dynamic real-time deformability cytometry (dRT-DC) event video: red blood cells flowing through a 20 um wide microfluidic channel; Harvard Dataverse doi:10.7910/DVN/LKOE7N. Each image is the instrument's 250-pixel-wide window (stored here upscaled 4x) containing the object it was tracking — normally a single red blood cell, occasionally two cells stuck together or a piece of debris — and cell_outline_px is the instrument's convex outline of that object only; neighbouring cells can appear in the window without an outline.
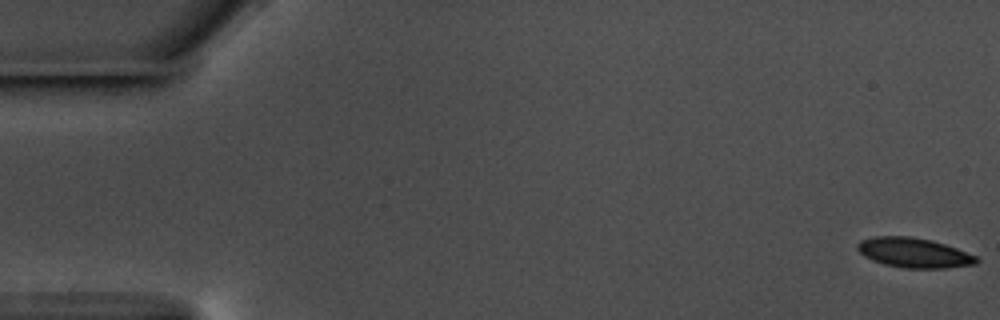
{"species": "common noctule bat (a hibernating species)", "species_latin": "Nyctalus noctula", "temperature_condition": "warm", "stored_images_in_passage": 58, "camera_frame_rate_fps": 3000, "um_per_image_px": 0.085, "animal": {"sex": "male", "body_mass_g": 17.5, "forearm_length_mm": 52.3}, "frame": {"image": 1, "passage_image": 1, "time_ms": 0.0, "image_size_px": [1000, 320], "cell_outline_px": [[980, 260], [976, 264], [944, 268], [904, 268], [884, 264], [872, 260], [864, 256], [856, 248], [856, 244], [860, 240], [876, 236], [908, 236], [932, 240], [956, 248], [976, 256]], "centroid_in_image_um": [77.66, 21.48], "position_along_channel_um": 7.3, "area_um2": 20.63}}
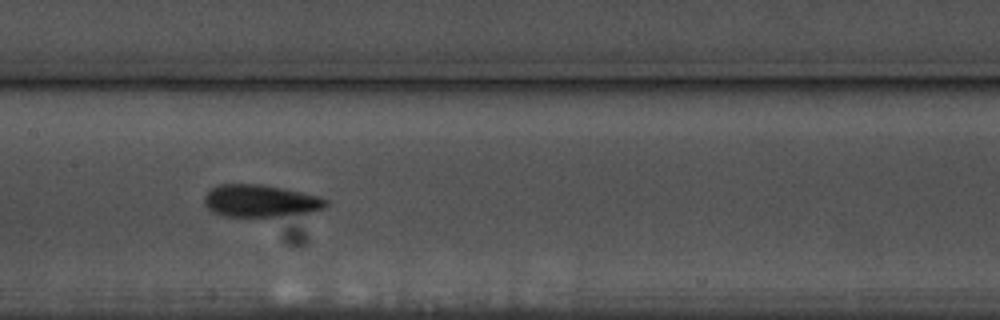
{"frame": {"image": 2, "passage_image": 29, "time_ms": 9.333, "image_size_px": [1000, 320], "cell_outline_px": [[328, 204], [324, 208], [312, 212], [272, 216], [224, 216], [212, 212], [204, 204], [204, 196], [212, 188], [220, 184], [264, 184], [320, 196], [328, 200]], "centroid_in_image_um": [22.13, 17.06], "position_along_channel_um": 185.3, "area_um2": 22.83}}
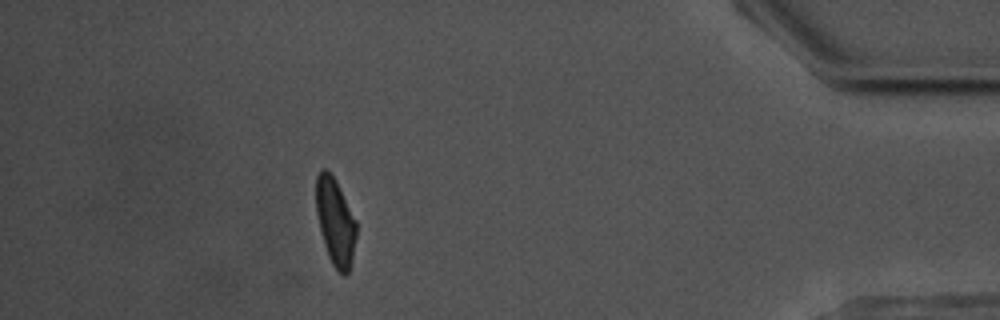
{"frame": {"image": 3, "passage_image": 52, "time_ms": 17.0, "image_size_px": [1000, 320], "cell_outline_px": [[356, 236], [352, 260], [348, 272], [344, 276], [332, 264], [328, 256], [324, 244], [316, 212], [316, 176], [320, 168], [324, 168], [336, 180], [356, 220]], "centroid_in_image_um": [28.5, 18.83], "position_along_channel_um": 406.7, "area_um2": 20.29}, "authors_computed_cell_mechanics": {"area_um2": 21.3571, "velocity_mm_per_s": 3.5626, "shape_relaxation_time_tau1_ms": 3.8475, "shape_relaxation_time_tau2_ms": 2.1259, "deformation_change_tau1": 0.1198, "deformation_change_tau2": 0.0831}}